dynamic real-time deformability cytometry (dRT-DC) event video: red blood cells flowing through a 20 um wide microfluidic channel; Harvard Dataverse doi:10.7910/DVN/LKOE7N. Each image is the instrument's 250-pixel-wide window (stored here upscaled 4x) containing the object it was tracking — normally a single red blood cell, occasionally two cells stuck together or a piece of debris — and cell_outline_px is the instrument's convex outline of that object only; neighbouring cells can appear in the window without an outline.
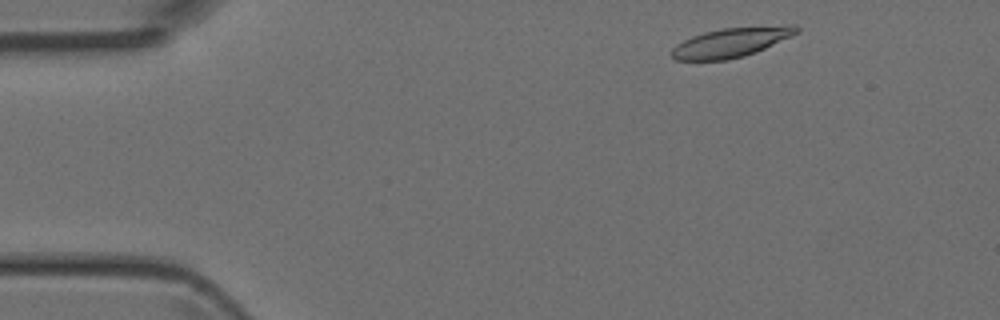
{"species": "Egyptian fruit bat (a non-hibernating species)", "species_latin": "Rousettus aegyptiacus", "temperature_condition": "room temperature", "stored_images_in_passage": 45, "camera_frame_rate_fps": 3000, "um_per_image_px": 0.085, "animal": {"sex": "female"}, "frame": {"image": 1, "passage_image": 3, "time_ms": 0.667, "image_size_px": [1000, 320], "cell_outline_px": [[800, 32], [792, 36], [756, 52], [744, 56], [724, 60], [676, 60], [668, 52], [676, 44], [692, 36], [704, 32], [724, 28], [788, 24], [796, 24], [800, 28]], "centroid_in_image_um": [62.19, 3.59], "position_along_channel_um": 22.8, "area_um2": 21.68}}
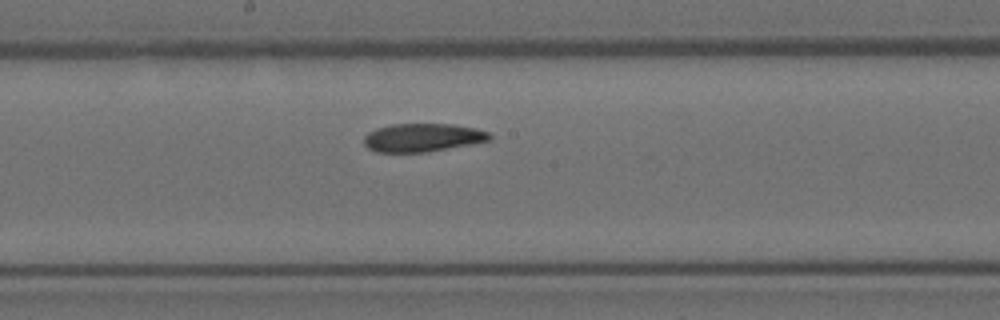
{"frame": {"image": 2, "passage_image": 22, "time_ms": 7.0, "image_size_px": [1000, 320], "cell_outline_px": [[492, 140], [472, 144], [424, 152], [376, 152], [368, 148], [364, 144], [364, 136], [368, 132], [376, 128], [388, 124], [452, 124], [476, 128], [488, 132], [492, 136]], "centroid_in_image_um": [35.91, 11.69], "position_along_channel_um": 212.3, "area_um2": 20.81}}
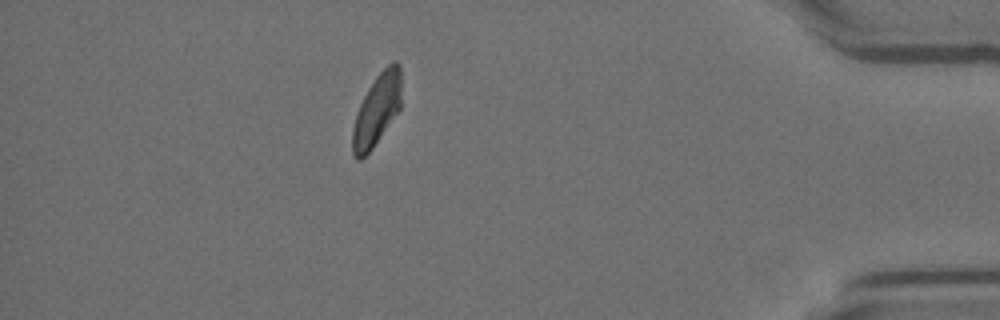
{"frame": {"image": 3, "passage_image": 39, "time_ms": 12.667, "image_size_px": [1000, 320], "cell_outline_px": [[400, 108], [372, 148], [360, 160], [356, 160], [352, 152], [352, 128], [356, 112], [368, 88], [376, 76], [392, 60], [396, 60], [400, 64]], "centroid_in_image_um": [32.01, 9.32], "position_along_channel_um": 403.2, "area_um2": 20.11}}